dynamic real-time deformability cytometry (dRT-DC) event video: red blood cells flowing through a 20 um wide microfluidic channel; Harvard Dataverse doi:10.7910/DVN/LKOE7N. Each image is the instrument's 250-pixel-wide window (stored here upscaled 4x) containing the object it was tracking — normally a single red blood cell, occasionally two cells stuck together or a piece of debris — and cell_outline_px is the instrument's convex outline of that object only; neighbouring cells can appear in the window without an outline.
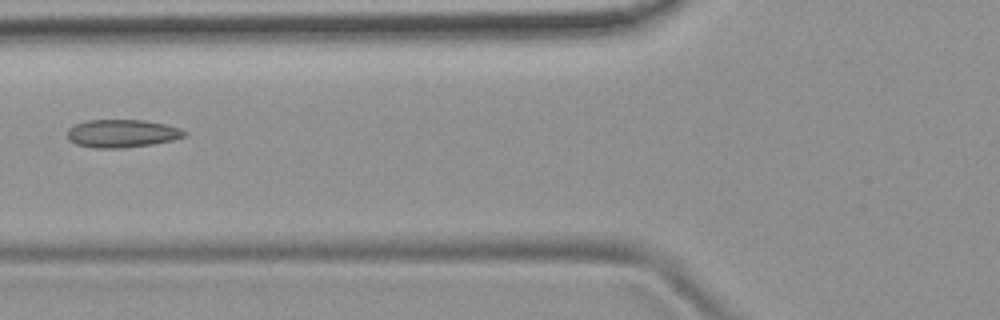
{"species": "common noctule bat (a hibernating species)", "species_latin": "Nyctalus noctula", "temperature_condition": "room temperature", "stored_images_in_passage": 4, "camera_frame_rate_fps": 3000, "um_per_image_px": 0.085, "animal": {"sex": "female", "body_mass_g": 19.9}, "frame": {"image": 1, "passage_image": 3, "time_ms": 0.667, "image_size_px": [1000, 320], "cell_outline_px": [[188, 132], [184, 136], [172, 140], [152, 144], [120, 148], [92, 148], [76, 144], [68, 140], [68, 128], [76, 124], [88, 120], [144, 120], [164, 124], [180, 128]], "centroid_in_image_um": [10.35, 11.34], "position_along_channel_um": 115.4, "area_um2": 19.02}}
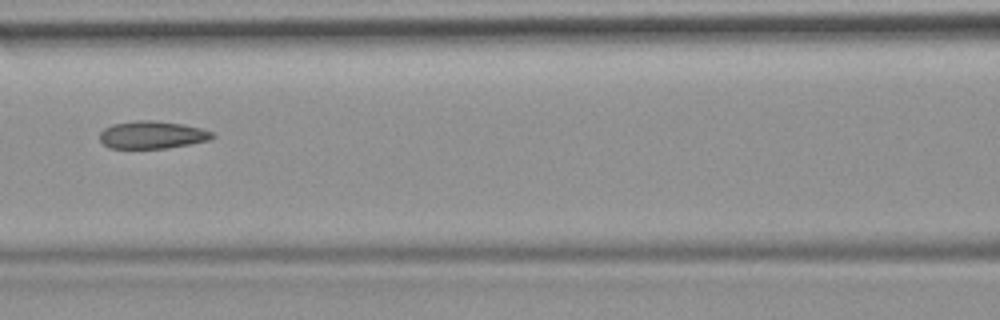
{"frame": {"image": 2, "passage_image": 4, "time_ms": 1.0, "image_size_px": [1000, 320], "cell_outline_px": [[216, 136], [208, 140], [188, 144], [164, 148], [112, 148], [104, 144], [100, 140], [100, 132], [104, 128], [112, 124], [136, 120], [152, 120], [180, 124], [200, 128], [212, 132]], "centroid_in_image_um": [12.9, 11.45], "position_along_channel_um": 153.7, "area_um2": 17.86}}